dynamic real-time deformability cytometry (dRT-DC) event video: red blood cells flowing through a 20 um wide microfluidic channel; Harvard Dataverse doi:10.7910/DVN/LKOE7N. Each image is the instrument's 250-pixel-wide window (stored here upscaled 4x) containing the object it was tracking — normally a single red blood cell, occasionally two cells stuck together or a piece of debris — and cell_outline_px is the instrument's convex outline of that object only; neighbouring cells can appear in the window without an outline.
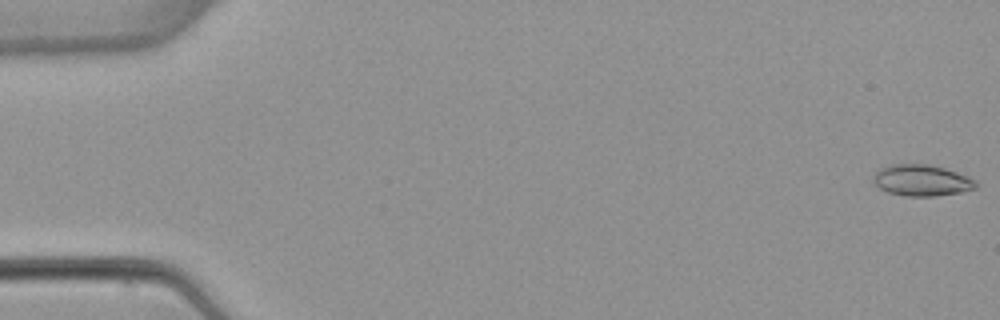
{"species": "common noctule bat (a hibernating species)", "species_latin": "Nyctalus noctula", "temperature_condition": "warm", "stored_images_in_passage": 4, "camera_frame_rate_fps": 3000, "um_per_image_px": 0.085, "animal": {"sex": "female", "body_mass_g": 22.7, "forearm_length_mm": 54.2}, "frame": {"image": 1, "passage_image": 1, "time_ms": 0.0, "image_size_px": [1000, 320], "cell_outline_px": [[976, 188], [960, 192], [936, 196], [908, 196], [888, 192], [880, 188], [872, 180], [876, 172], [880, 168], [892, 164], [928, 164], [944, 168], [968, 176], [976, 180]], "centroid_in_image_um": [78.35, 15.33], "position_along_channel_um": 6.7, "area_um2": 18.55}}
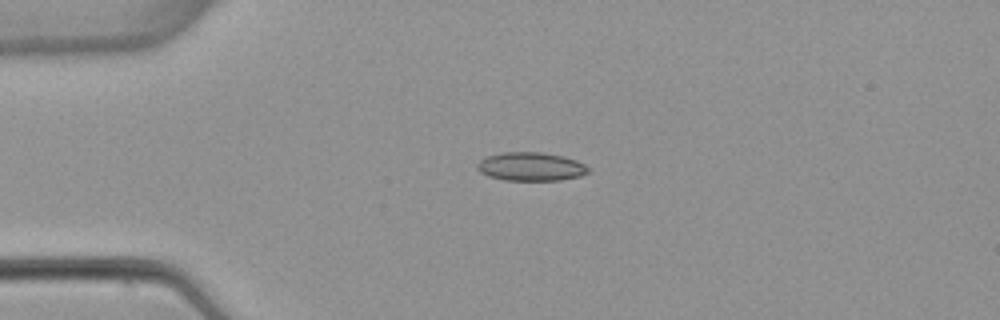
{"frame": {"image": 2, "passage_image": 4, "time_ms": 4.0, "image_size_px": [1000, 320], "cell_outline_px": [[592, 172], [580, 176], [560, 180], [504, 180], [488, 176], [480, 172], [476, 168], [476, 164], [480, 160], [488, 156], [500, 152], [540, 152], [564, 156], [576, 160], [584, 164]], "centroid_in_image_um": [45.12, 14.16], "position_along_channel_um": 39.9, "area_um2": 18.61}}